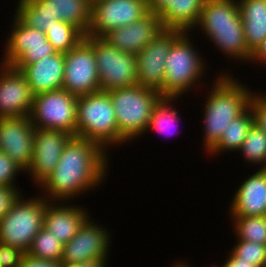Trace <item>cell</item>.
Masks as SVG:
<instances>
[{
	"label": "cell",
	"mask_w": 266,
	"mask_h": 267,
	"mask_svg": "<svg viewBox=\"0 0 266 267\" xmlns=\"http://www.w3.org/2000/svg\"><path fill=\"white\" fill-rule=\"evenodd\" d=\"M105 152L95 142L72 136L66 143L56 168L41 184L47 190L45 192H48V197L44 198L62 202L99 185L106 177Z\"/></svg>",
	"instance_id": "cell-1"
},
{
	"label": "cell",
	"mask_w": 266,
	"mask_h": 267,
	"mask_svg": "<svg viewBox=\"0 0 266 267\" xmlns=\"http://www.w3.org/2000/svg\"><path fill=\"white\" fill-rule=\"evenodd\" d=\"M220 76L204 108V146L208 152L219 142L230 122L250 107L253 95L229 75Z\"/></svg>",
	"instance_id": "cell-2"
},
{
	"label": "cell",
	"mask_w": 266,
	"mask_h": 267,
	"mask_svg": "<svg viewBox=\"0 0 266 267\" xmlns=\"http://www.w3.org/2000/svg\"><path fill=\"white\" fill-rule=\"evenodd\" d=\"M109 96L115 109L119 131V143L134 139L147 131L154 106L162 95L141 85L109 90ZM134 137V138H133Z\"/></svg>",
	"instance_id": "cell-3"
},
{
	"label": "cell",
	"mask_w": 266,
	"mask_h": 267,
	"mask_svg": "<svg viewBox=\"0 0 266 267\" xmlns=\"http://www.w3.org/2000/svg\"><path fill=\"white\" fill-rule=\"evenodd\" d=\"M76 136L105 145L119 144L115 109L108 91L77 97Z\"/></svg>",
	"instance_id": "cell-4"
},
{
	"label": "cell",
	"mask_w": 266,
	"mask_h": 267,
	"mask_svg": "<svg viewBox=\"0 0 266 267\" xmlns=\"http://www.w3.org/2000/svg\"><path fill=\"white\" fill-rule=\"evenodd\" d=\"M44 198H18L12 208L0 219V242L27 252L34 237L44 224Z\"/></svg>",
	"instance_id": "cell-5"
},
{
	"label": "cell",
	"mask_w": 266,
	"mask_h": 267,
	"mask_svg": "<svg viewBox=\"0 0 266 267\" xmlns=\"http://www.w3.org/2000/svg\"><path fill=\"white\" fill-rule=\"evenodd\" d=\"M186 32H182L171 44L165 60V97L179 95L193 87L202 76L204 64L193 49Z\"/></svg>",
	"instance_id": "cell-6"
},
{
	"label": "cell",
	"mask_w": 266,
	"mask_h": 267,
	"mask_svg": "<svg viewBox=\"0 0 266 267\" xmlns=\"http://www.w3.org/2000/svg\"><path fill=\"white\" fill-rule=\"evenodd\" d=\"M84 39L94 49L101 91L138 84L136 55L114 48L101 37Z\"/></svg>",
	"instance_id": "cell-7"
},
{
	"label": "cell",
	"mask_w": 266,
	"mask_h": 267,
	"mask_svg": "<svg viewBox=\"0 0 266 267\" xmlns=\"http://www.w3.org/2000/svg\"><path fill=\"white\" fill-rule=\"evenodd\" d=\"M30 118L35 128L59 130L76 136L77 97L65 89L36 94Z\"/></svg>",
	"instance_id": "cell-8"
},
{
	"label": "cell",
	"mask_w": 266,
	"mask_h": 267,
	"mask_svg": "<svg viewBox=\"0 0 266 267\" xmlns=\"http://www.w3.org/2000/svg\"><path fill=\"white\" fill-rule=\"evenodd\" d=\"M64 55L62 89L76 97L101 91L94 49L85 39Z\"/></svg>",
	"instance_id": "cell-9"
},
{
	"label": "cell",
	"mask_w": 266,
	"mask_h": 267,
	"mask_svg": "<svg viewBox=\"0 0 266 267\" xmlns=\"http://www.w3.org/2000/svg\"><path fill=\"white\" fill-rule=\"evenodd\" d=\"M182 32L164 29L136 54L138 85L151 88L165 97V60L171 44Z\"/></svg>",
	"instance_id": "cell-10"
},
{
	"label": "cell",
	"mask_w": 266,
	"mask_h": 267,
	"mask_svg": "<svg viewBox=\"0 0 266 267\" xmlns=\"http://www.w3.org/2000/svg\"><path fill=\"white\" fill-rule=\"evenodd\" d=\"M148 13L147 0H97L92 2L87 36L102 37L109 31L142 19Z\"/></svg>",
	"instance_id": "cell-11"
},
{
	"label": "cell",
	"mask_w": 266,
	"mask_h": 267,
	"mask_svg": "<svg viewBox=\"0 0 266 267\" xmlns=\"http://www.w3.org/2000/svg\"><path fill=\"white\" fill-rule=\"evenodd\" d=\"M14 18L15 25L6 44L2 64L28 65L56 53L45 32L24 25L16 16Z\"/></svg>",
	"instance_id": "cell-12"
},
{
	"label": "cell",
	"mask_w": 266,
	"mask_h": 267,
	"mask_svg": "<svg viewBox=\"0 0 266 267\" xmlns=\"http://www.w3.org/2000/svg\"><path fill=\"white\" fill-rule=\"evenodd\" d=\"M35 127L30 116L0 118V151L27 171L32 162Z\"/></svg>",
	"instance_id": "cell-13"
},
{
	"label": "cell",
	"mask_w": 266,
	"mask_h": 267,
	"mask_svg": "<svg viewBox=\"0 0 266 267\" xmlns=\"http://www.w3.org/2000/svg\"><path fill=\"white\" fill-rule=\"evenodd\" d=\"M71 137L64 131L35 128L32 162L27 169L34 182L41 185L51 175Z\"/></svg>",
	"instance_id": "cell-14"
},
{
	"label": "cell",
	"mask_w": 266,
	"mask_h": 267,
	"mask_svg": "<svg viewBox=\"0 0 266 267\" xmlns=\"http://www.w3.org/2000/svg\"><path fill=\"white\" fill-rule=\"evenodd\" d=\"M0 72V118L30 116L34 94L24 74L2 64Z\"/></svg>",
	"instance_id": "cell-15"
},
{
	"label": "cell",
	"mask_w": 266,
	"mask_h": 267,
	"mask_svg": "<svg viewBox=\"0 0 266 267\" xmlns=\"http://www.w3.org/2000/svg\"><path fill=\"white\" fill-rule=\"evenodd\" d=\"M89 218L76 235L64 245L61 262L82 263L108 257L109 234Z\"/></svg>",
	"instance_id": "cell-16"
},
{
	"label": "cell",
	"mask_w": 266,
	"mask_h": 267,
	"mask_svg": "<svg viewBox=\"0 0 266 267\" xmlns=\"http://www.w3.org/2000/svg\"><path fill=\"white\" fill-rule=\"evenodd\" d=\"M164 29L159 15L149 12L142 19L109 31L101 38L120 51L136 55Z\"/></svg>",
	"instance_id": "cell-17"
},
{
	"label": "cell",
	"mask_w": 266,
	"mask_h": 267,
	"mask_svg": "<svg viewBox=\"0 0 266 267\" xmlns=\"http://www.w3.org/2000/svg\"><path fill=\"white\" fill-rule=\"evenodd\" d=\"M12 66L24 74L34 95L62 89L65 66L64 53L56 52L32 64Z\"/></svg>",
	"instance_id": "cell-18"
},
{
	"label": "cell",
	"mask_w": 266,
	"mask_h": 267,
	"mask_svg": "<svg viewBox=\"0 0 266 267\" xmlns=\"http://www.w3.org/2000/svg\"><path fill=\"white\" fill-rule=\"evenodd\" d=\"M230 210L233 217L265 216L266 168H260L239 186Z\"/></svg>",
	"instance_id": "cell-19"
},
{
	"label": "cell",
	"mask_w": 266,
	"mask_h": 267,
	"mask_svg": "<svg viewBox=\"0 0 266 267\" xmlns=\"http://www.w3.org/2000/svg\"><path fill=\"white\" fill-rule=\"evenodd\" d=\"M35 10L49 12L57 20L69 23L85 36L91 21V0H26Z\"/></svg>",
	"instance_id": "cell-20"
},
{
	"label": "cell",
	"mask_w": 266,
	"mask_h": 267,
	"mask_svg": "<svg viewBox=\"0 0 266 267\" xmlns=\"http://www.w3.org/2000/svg\"><path fill=\"white\" fill-rule=\"evenodd\" d=\"M50 202L45 206L43 227L65 245L76 235L83 223L90 218L87 216L89 214L80 206H56L52 205L56 203Z\"/></svg>",
	"instance_id": "cell-21"
},
{
	"label": "cell",
	"mask_w": 266,
	"mask_h": 267,
	"mask_svg": "<svg viewBox=\"0 0 266 267\" xmlns=\"http://www.w3.org/2000/svg\"><path fill=\"white\" fill-rule=\"evenodd\" d=\"M198 27L209 34L212 29L244 27L236 0H205Z\"/></svg>",
	"instance_id": "cell-22"
},
{
	"label": "cell",
	"mask_w": 266,
	"mask_h": 267,
	"mask_svg": "<svg viewBox=\"0 0 266 267\" xmlns=\"http://www.w3.org/2000/svg\"><path fill=\"white\" fill-rule=\"evenodd\" d=\"M246 46L253 53L266 38V0H239Z\"/></svg>",
	"instance_id": "cell-23"
},
{
	"label": "cell",
	"mask_w": 266,
	"mask_h": 267,
	"mask_svg": "<svg viewBox=\"0 0 266 267\" xmlns=\"http://www.w3.org/2000/svg\"><path fill=\"white\" fill-rule=\"evenodd\" d=\"M204 2L205 0H173L159 14L163 27L188 32L197 25Z\"/></svg>",
	"instance_id": "cell-24"
},
{
	"label": "cell",
	"mask_w": 266,
	"mask_h": 267,
	"mask_svg": "<svg viewBox=\"0 0 266 267\" xmlns=\"http://www.w3.org/2000/svg\"><path fill=\"white\" fill-rule=\"evenodd\" d=\"M207 36L226 55L250 61L252 53L246 46L244 27L212 29Z\"/></svg>",
	"instance_id": "cell-25"
},
{
	"label": "cell",
	"mask_w": 266,
	"mask_h": 267,
	"mask_svg": "<svg viewBox=\"0 0 266 267\" xmlns=\"http://www.w3.org/2000/svg\"><path fill=\"white\" fill-rule=\"evenodd\" d=\"M253 124L254 115L249 107L242 115L230 122L229 126L224 130L219 142L209 152L220 153V150H239Z\"/></svg>",
	"instance_id": "cell-26"
},
{
	"label": "cell",
	"mask_w": 266,
	"mask_h": 267,
	"mask_svg": "<svg viewBox=\"0 0 266 267\" xmlns=\"http://www.w3.org/2000/svg\"><path fill=\"white\" fill-rule=\"evenodd\" d=\"M64 244L51 234L45 227H42L34 237L26 254L43 260L61 262Z\"/></svg>",
	"instance_id": "cell-27"
},
{
	"label": "cell",
	"mask_w": 266,
	"mask_h": 267,
	"mask_svg": "<svg viewBox=\"0 0 266 267\" xmlns=\"http://www.w3.org/2000/svg\"><path fill=\"white\" fill-rule=\"evenodd\" d=\"M47 40L52 44L56 52L66 53L76 47L85 35L73 25L61 20L46 32Z\"/></svg>",
	"instance_id": "cell-28"
},
{
	"label": "cell",
	"mask_w": 266,
	"mask_h": 267,
	"mask_svg": "<svg viewBox=\"0 0 266 267\" xmlns=\"http://www.w3.org/2000/svg\"><path fill=\"white\" fill-rule=\"evenodd\" d=\"M245 160L266 168V134L254 123L239 148Z\"/></svg>",
	"instance_id": "cell-29"
},
{
	"label": "cell",
	"mask_w": 266,
	"mask_h": 267,
	"mask_svg": "<svg viewBox=\"0 0 266 267\" xmlns=\"http://www.w3.org/2000/svg\"><path fill=\"white\" fill-rule=\"evenodd\" d=\"M233 218L239 240L266 244V216Z\"/></svg>",
	"instance_id": "cell-30"
},
{
	"label": "cell",
	"mask_w": 266,
	"mask_h": 267,
	"mask_svg": "<svg viewBox=\"0 0 266 267\" xmlns=\"http://www.w3.org/2000/svg\"><path fill=\"white\" fill-rule=\"evenodd\" d=\"M24 25L46 32L56 24V18L49 12L35 10L26 0H20L15 15Z\"/></svg>",
	"instance_id": "cell-31"
},
{
	"label": "cell",
	"mask_w": 266,
	"mask_h": 267,
	"mask_svg": "<svg viewBox=\"0 0 266 267\" xmlns=\"http://www.w3.org/2000/svg\"><path fill=\"white\" fill-rule=\"evenodd\" d=\"M176 98L162 97L158 103L154 106L151 118L149 120L147 131L152 127V129L159 131L160 133H169V129L173 127L172 123L180 120L178 118L176 110L171 108L170 104ZM171 134V133H170Z\"/></svg>",
	"instance_id": "cell-32"
},
{
	"label": "cell",
	"mask_w": 266,
	"mask_h": 267,
	"mask_svg": "<svg viewBox=\"0 0 266 267\" xmlns=\"http://www.w3.org/2000/svg\"><path fill=\"white\" fill-rule=\"evenodd\" d=\"M232 251L240 261L252 262L255 267H266V244L238 240Z\"/></svg>",
	"instance_id": "cell-33"
},
{
	"label": "cell",
	"mask_w": 266,
	"mask_h": 267,
	"mask_svg": "<svg viewBox=\"0 0 266 267\" xmlns=\"http://www.w3.org/2000/svg\"><path fill=\"white\" fill-rule=\"evenodd\" d=\"M24 171L17 163H15L7 154L0 151V186L15 187L13 182L18 171Z\"/></svg>",
	"instance_id": "cell-34"
},
{
	"label": "cell",
	"mask_w": 266,
	"mask_h": 267,
	"mask_svg": "<svg viewBox=\"0 0 266 267\" xmlns=\"http://www.w3.org/2000/svg\"><path fill=\"white\" fill-rule=\"evenodd\" d=\"M253 94L250 108L254 115V123L266 134V96Z\"/></svg>",
	"instance_id": "cell-35"
},
{
	"label": "cell",
	"mask_w": 266,
	"mask_h": 267,
	"mask_svg": "<svg viewBox=\"0 0 266 267\" xmlns=\"http://www.w3.org/2000/svg\"><path fill=\"white\" fill-rule=\"evenodd\" d=\"M24 252L0 242V267H19Z\"/></svg>",
	"instance_id": "cell-36"
},
{
	"label": "cell",
	"mask_w": 266,
	"mask_h": 267,
	"mask_svg": "<svg viewBox=\"0 0 266 267\" xmlns=\"http://www.w3.org/2000/svg\"><path fill=\"white\" fill-rule=\"evenodd\" d=\"M19 197L22 196L17 188L0 186V219L9 212Z\"/></svg>",
	"instance_id": "cell-37"
},
{
	"label": "cell",
	"mask_w": 266,
	"mask_h": 267,
	"mask_svg": "<svg viewBox=\"0 0 266 267\" xmlns=\"http://www.w3.org/2000/svg\"><path fill=\"white\" fill-rule=\"evenodd\" d=\"M19 267H60V262L38 259L24 253Z\"/></svg>",
	"instance_id": "cell-38"
},
{
	"label": "cell",
	"mask_w": 266,
	"mask_h": 267,
	"mask_svg": "<svg viewBox=\"0 0 266 267\" xmlns=\"http://www.w3.org/2000/svg\"><path fill=\"white\" fill-rule=\"evenodd\" d=\"M106 259H95L82 263L60 262V267H106Z\"/></svg>",
	"instance_id": "cell-39"
},
{
	"label": "cell",
	"mask_w": 266,
	"mask_h": 267,
	"mask_svg": "<svg viewBox=\"0 0 266 267\" xmlns=\"http://www.w3.org/2000/svg\"><path fill=\"white\" fill-rule=\"evenodd\" d=\"M173 0H147V8L153 14H160Z\"/></svg>",
	"instance_id": "cell-40"
},
{
	"label": "cell",
	"mask_w": 266,
	"mask_h": 267,
	"mask_svg": "<svg viewBox=\"0 0 266 267\" xmlns=\"http://www.w3.org/2000/svg\"><path fill=\"white\" fill-rule=\"evenodd\" d=\"M230 252V256L224 263L225 267H255L252 262L240 261V258L233 251Z\"/></svg>",
	"instance_id": "cell-41"
},
{
	"label": "cell",
	"mask_w": 266,
	"mask_h": 267,
	"mask_svg": "<svg viewBox=\"0 0 266 267\" xmlns=\"http://www.w3.org/2000/svg\"><path fill=\"white\" fill-rule=\"evenodd\" d=\"M260 60V62L266 63V38L261 42L257 49L252 53L250 61Z\"/></svg>",
	"instance_id": "cell-42"
},
{
	"label": "cell",
	"mask_w": 266,
	"mask_h": 267,
	"mask_svg": "<svg viewBox=\"0 0 266 267\" xmlns=\"http://www.w3.org/2000/svg\"><path fill=\"white\" fill-rule=\"evenodd\" d=\"M175 265H176L175 267H188V265H186L185 263H183V264L182 263H179V264L176 263ZM221 267H225L224 264Z\"/></svg>",
	"instance_id": "cell-43"
}]
</instances>
